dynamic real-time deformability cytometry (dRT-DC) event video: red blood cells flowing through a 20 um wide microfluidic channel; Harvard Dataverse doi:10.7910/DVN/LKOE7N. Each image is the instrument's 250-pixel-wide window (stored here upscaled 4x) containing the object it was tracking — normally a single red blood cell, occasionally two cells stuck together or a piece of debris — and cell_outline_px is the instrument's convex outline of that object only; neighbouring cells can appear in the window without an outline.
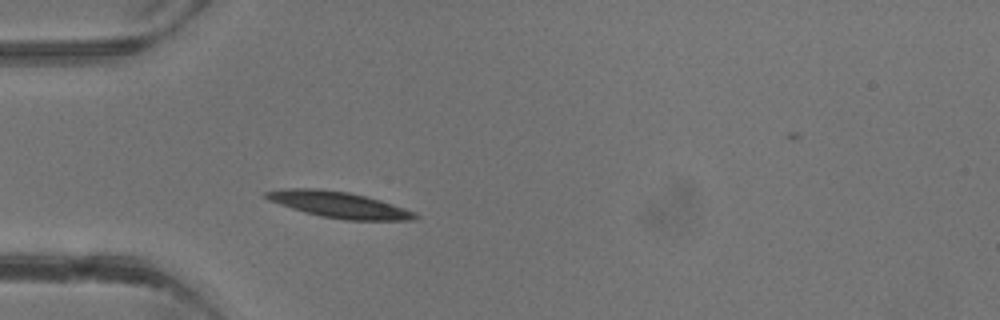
{"species": "common noctule bat (a hibernating species)", "species_latin": "Nyctalus noctula", "temperature_condition": "warm", "stored_images_in_passage": 2, "camera_frame_rate_fps": 3000, "um_per_image_px": 0.085, "animal": {"sex": "male", "body_mass_g": 13.3}, "frame": {"image": 1, "passage_image": 2, "time_ms": 2.0, "image_size_px": [1000, 320], "cell_outline_px": [[420, 216], [416, 220], [344, 220], [320, 216], [304, 212], [268, 200], [264, 196], [264, 192], [284, 188], [320, 188], [348, 192], [380, 200], [416, 212]], "centroid_in_image_um": [28.81, 17.4], "position_along_channel_um": 56.2, "area_um2": 22.72}}